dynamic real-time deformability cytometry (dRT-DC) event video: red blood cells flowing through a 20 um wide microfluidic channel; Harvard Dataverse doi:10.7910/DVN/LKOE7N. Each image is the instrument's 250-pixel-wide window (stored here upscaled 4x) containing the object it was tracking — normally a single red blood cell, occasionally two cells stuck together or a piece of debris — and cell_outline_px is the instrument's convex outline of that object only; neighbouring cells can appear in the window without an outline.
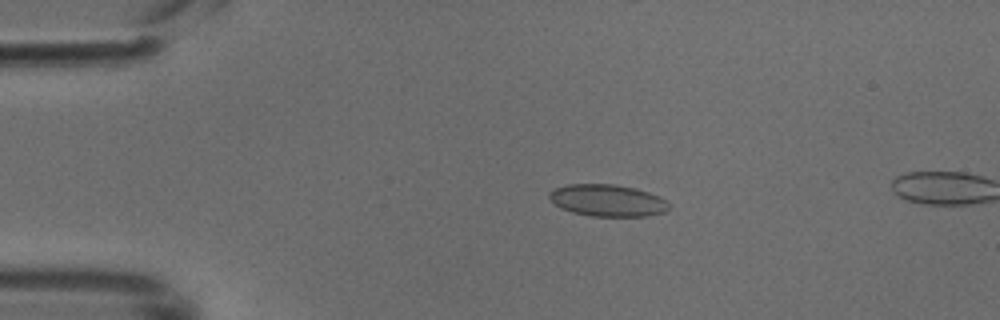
{"species": "common noctule bat (a hibernating species)", "species_latin": "Nyctalus noctula", "temperature_condition": "cold", "stored_images_in_passage": 14, "camera_frame_rate_fps": 3000, "um_per_image_px": 0.085, "animal": {"sex": "male", "body_mass_g": 18.8}, "frame": {"image": 1, "passage_image": 10, "time_ms": 3.0, "image_size_px": [1000, 320], "cell_outline_px": [[668, 208], [664, 212], [648, 216], [592, 216], [572, 212], [560, 208], [548, 196], [548, 192], [556, 188], [568, 184], [612, 184], [636, 188], [660, 196], [668, 204]], "centroid_in_image_um": [51.63, 17.03], "position_along_channel_um": 33.4, "area_um2": 22.14}}